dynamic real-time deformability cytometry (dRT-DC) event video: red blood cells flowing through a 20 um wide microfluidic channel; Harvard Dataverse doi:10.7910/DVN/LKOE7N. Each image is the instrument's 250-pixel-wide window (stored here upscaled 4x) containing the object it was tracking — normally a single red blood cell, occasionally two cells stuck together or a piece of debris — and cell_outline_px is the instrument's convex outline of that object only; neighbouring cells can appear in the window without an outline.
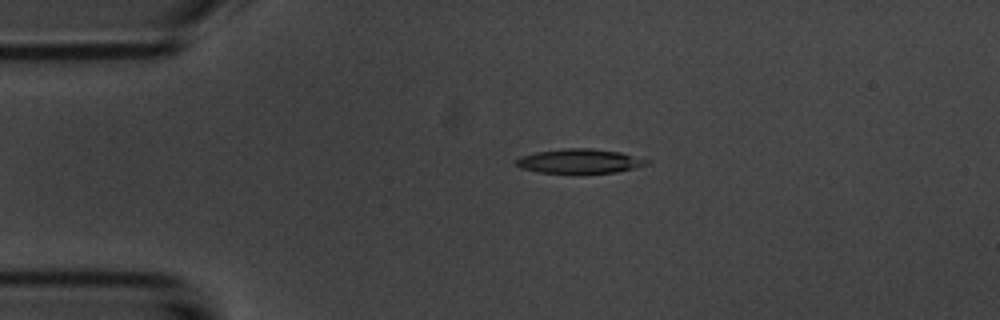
{"species": "common noctule bat (a hibernating species)", "species_latin": "Nyctalus noctula", "temperature_condition": "room temperature", "stored_images_in_passage": 6, "camera_frame_rate_fps": 3000, "um_per_image_px": 0.085, "animal": {"sex": "male", "body_mass_g": 20.1, "forearm_length_mm": 53.5}, "frame": {"image": 1, "passage_image": 4, "time_ms": 3.333, "image_size_px": [1000, 320], "cell_outline_px": [[652, 164], [616, 172], [584, 176], [576, 176], [540, 172], [520, 168], [512, 164], [520, 156], [536, 152], [560, 148], [592, 148], [620, 152], [652, 160]], "centroid_in_image_um": [49.28, 13.74], "position_along_channel_um": 35.7, "area_um2": 19.83}}